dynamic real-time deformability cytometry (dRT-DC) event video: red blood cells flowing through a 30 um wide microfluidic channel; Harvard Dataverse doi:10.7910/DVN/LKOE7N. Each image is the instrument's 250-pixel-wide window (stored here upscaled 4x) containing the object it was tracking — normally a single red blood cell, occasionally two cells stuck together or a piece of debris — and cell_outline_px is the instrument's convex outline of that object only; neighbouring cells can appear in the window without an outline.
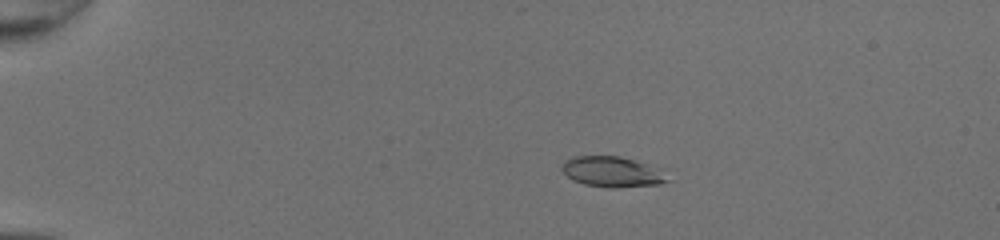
{"species": "common noctule bat (a hibernating species)", "species_latin": "Nyctalus noctula", "temperature_condition": "room temperature", "stored_images_in_passage": 42, "camera_frame_rate_fps": 3000, "um_per_image_px": 0.085, "animal": {"sex": "female", "body_mass_g": 20.0, "forearm_length_mm": 54.0}, "frame": {"image": 1, "passage_image": 3, "time_ms": 0.667, "image_size_px": [1000, 240], "cell_outline_px": [[676, 168], [672, 180], [660, 184], [616, 188], [608, 188], [584, 184], [572, 180], [560, 168], [572, 156], [620, 156]], "centroid_in_image_um": [52.37, 14.59], "position_along_channel_um": 32.6, "area_um2": 20.23}}
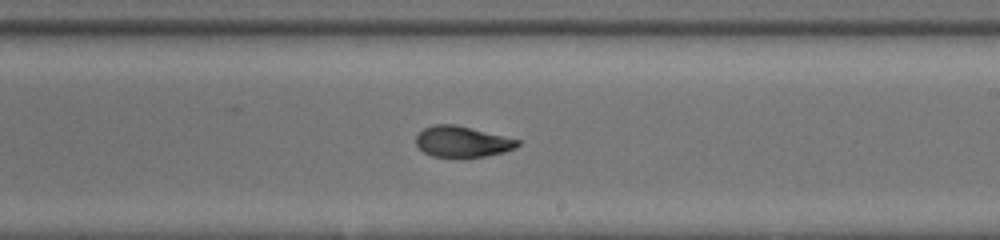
{"frame": {"image": 2, "passage_image": 24, "time_ms": 7.667, "image_size_px": [1000, 240], "cell_outline_px": [[520, 144], [516, 148], [504, 152], [484, 156], [432, 156], [424, 152], [416, 144], [416, 136], [424, 128], [436, 124], [456, 124], [520, 140]], "centroid_in_image_um": [39.3, 12.02], "position_along_channel_um": 249.7, "area_um2": 18.03}}
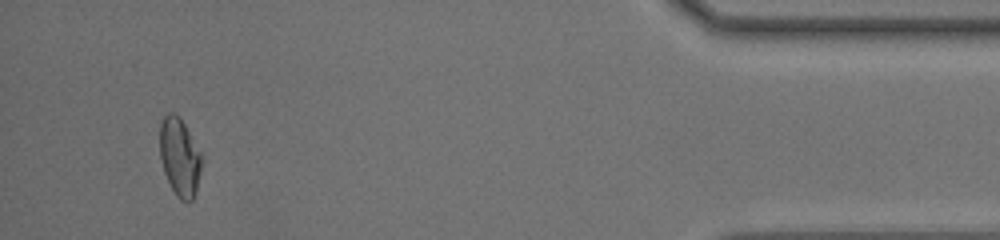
{"frame": {"image": 3, "passage_image": 40, "time_ms": 13.0, "image_size_px": [1000, 240], "cell_outline_px": [[200, 172], [196, 192], [192, 200], [180, 200], [176, 196], [164, 172], [160, 156], [160, 124], [164, 116], [168, 112], [172, 112], [180, 116], [200, 152]], "centroid_in_image_um": [15.25, 13.32], "position_along_channel_um": 420.0, "area_um2": 18.73}, "authors_computed_cell_mechanics": {"area_um2": 18.8428, "velocity_mm_per_s": 4.2789, "shape_relaxation_time_tau1_ms": 6.0111, "shape_relaxation_time_tau2_ms": 1.0002, "deformation_change_tau1": 0.2393, "deformation_change_tau2": 0.0665}}